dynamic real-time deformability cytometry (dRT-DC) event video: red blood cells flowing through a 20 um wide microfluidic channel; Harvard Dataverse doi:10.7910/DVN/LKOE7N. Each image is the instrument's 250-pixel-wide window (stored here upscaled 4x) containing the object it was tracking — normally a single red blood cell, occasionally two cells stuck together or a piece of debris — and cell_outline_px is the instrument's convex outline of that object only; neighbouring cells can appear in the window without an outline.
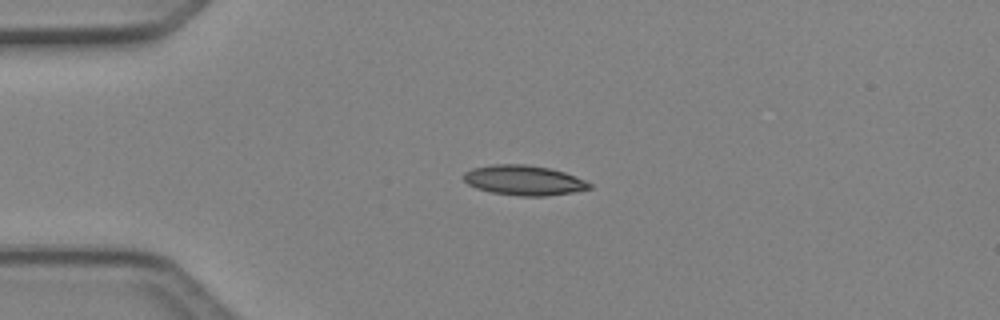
{"species": "Egyptian fruit bat (a non-hibernating species)", "species_latin": "Rousettus aegyptiacus", "temperature_condition": "cold", "stored_images_in_passage": 4, "camera_frame_rate_fps": 3000, "um_per_image_px": 0.085, "animal": {"sex": "female"}, "frame": {"image": 1, "passage_image": 3, "time_ms": 0.667, "image_size_px": [1000, 320], "cell_outline_px": [[592, 188], [572, 192], [544, 196], [520, 196], [492, 192], [476, 188], [468, 184], [464, 180], [464, 172], [472, 168], [492, 164], [528, 164], [548, 168], [564, 172], [576, 176], [592, 184]], "centroid_in_image_um": [44.52, 15.32], "position_along_channel_um": 40.5, "area_um2": 21.91}}